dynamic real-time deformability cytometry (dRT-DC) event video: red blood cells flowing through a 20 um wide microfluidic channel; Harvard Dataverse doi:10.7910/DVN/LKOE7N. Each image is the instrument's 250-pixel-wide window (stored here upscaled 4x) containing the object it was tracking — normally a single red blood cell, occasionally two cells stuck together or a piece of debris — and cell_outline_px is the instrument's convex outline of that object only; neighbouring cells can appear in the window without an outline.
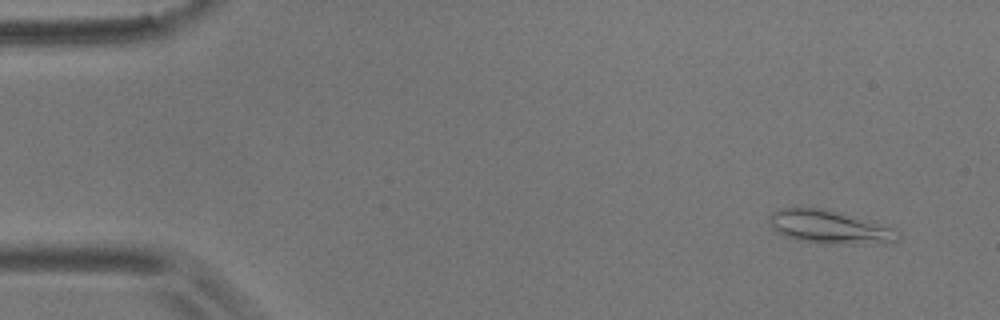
{"species": "common noctule bat (a hibernating species)", "species_latin": "Nyctalus noctula", "temperature_condition": "room temperature", "stored_images_in_passage": 4, "camera_frame_rate_fps": 3000, "um_per_image_px": 0.085, "animal": {"sex": "male", "body_mass_g": 17.9}, "frame": {"image": 1, "passage_image": 1, "time_ms": 0.0, "image_size_px": [1000, 320], "cell_outline_px": [[900, 240], [896, 244], [824, 244], [800, 240], [784, 236], [776, 232], [772, 228], [768, 220], [768, 216], [772, 212], [780, 208], [796, 204], [800, 204], [824, 208], [900, 228]], "centroid_in_image_um": [70.57, 19.27], "position_along_channel_um": 14.4, "area_um2": 26.59}}